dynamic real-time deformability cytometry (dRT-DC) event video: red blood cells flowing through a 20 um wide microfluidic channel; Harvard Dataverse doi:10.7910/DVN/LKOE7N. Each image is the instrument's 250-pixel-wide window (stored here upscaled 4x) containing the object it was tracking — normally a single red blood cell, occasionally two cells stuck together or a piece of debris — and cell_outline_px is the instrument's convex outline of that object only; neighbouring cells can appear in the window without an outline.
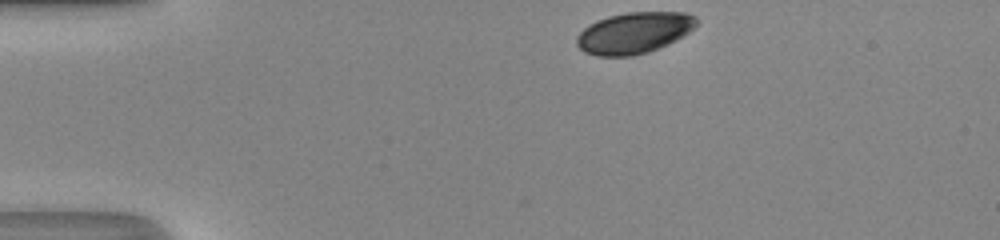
{"species": "human", "species_latin": "Homo sapiens", "temperature_condition": "room temperature", "stored_images_in_passage": 34, "camera_frame_rate_fps": 3000, "um_per_image_px": 0.085, "donor": {"sex": "male"}, "frame": {"image": 1, "passage_image": 1, "time_ms": 0.0, "image_size_px": [1000, 240], "cell_outline_px": [[700, 20], [688, 32], [676, 40], [668, 44], [648, 52], [632, 56], [596, 56], [584, 52], [576, 44], [576, 36], [588, 24], [596, 20], [608, 16], [628, 12], [684, 12], [696, 16]], "centroid_in_image_um": [53.88, 2.79], "position_along_channel_um": 31.1, "area_um2": 28.96}}
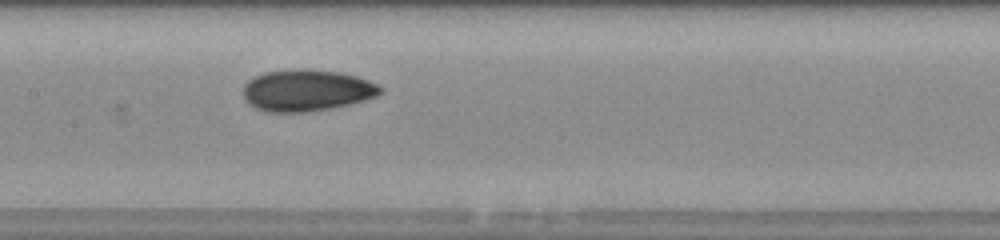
{"frame": {"image": 2, "passage_image": 16, "time_ms": 5.0, "image_size_px": [1000, 240], "cell_outline_px": [[384, 92], [376, 96], [364, 100], [348, 104], [308, 112], [268, 112], [256, 108], [248, 104], [244, 96], [244, 84], [248, 80], [264, 72], [296, 68], [300, 68], [336, 72], [356, 76], [368, 80], [384, 88]], "centroid_in_image_um": [26.06, 7.68], "position_along_channel_um": 181.3, "area_um2": 33.18}}
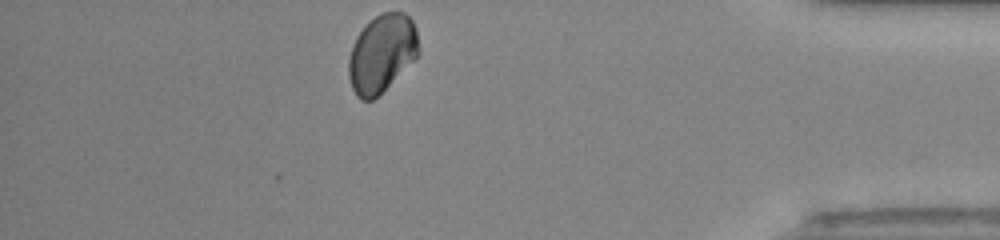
{"frame": {"image": 3, "passage_image": 34, "time_ms": 11.0, "image_size_px": [1000, 240], "cell_outline_px": [[420, 52], [372, 100], [360, 100], [356, 96], [352, 88], [348, 76], [348, 60], [352, 44], [356, 36], [376, 16], [384, 12], [404, 12], [412, 20], [416, 28]], "centroid_in_image_um": [32.43, 4.52], "position_along_channel_um": 402.8, "area_um2": 31.15}, "authors_computed_cell_mechanics": {"area_um2": 32.368, "velocity_mm_per_s": 4.3426, "shape_relaxation_time_tau1_ms": 3.0069, "shape_relaxation_time_tau2_ms": 2.7793, "deformation_change_tau1": 0.0737, "deformation_change_tau2": 0.0416}}